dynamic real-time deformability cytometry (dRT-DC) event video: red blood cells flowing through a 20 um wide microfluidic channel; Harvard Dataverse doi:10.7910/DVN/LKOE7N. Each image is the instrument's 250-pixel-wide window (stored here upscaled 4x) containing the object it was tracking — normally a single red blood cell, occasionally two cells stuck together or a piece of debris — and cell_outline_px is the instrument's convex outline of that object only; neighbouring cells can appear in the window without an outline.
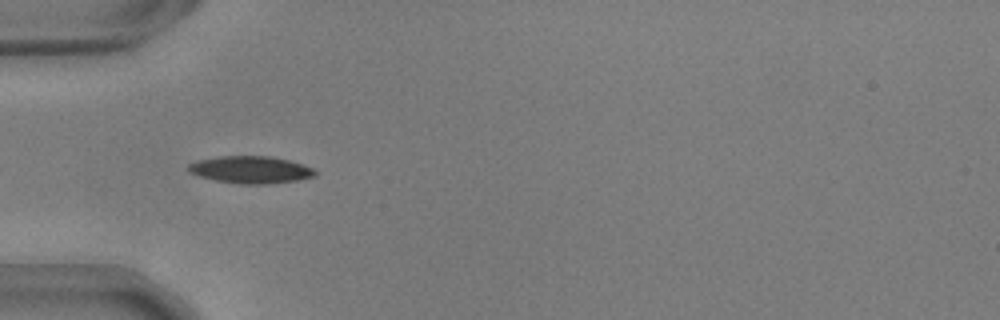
{"species": "common noctule bat (a hibernating species)", "species_latin": "Nyctalus noctula", "temperature_condition": "warm", "stored_images_in_passage": 9, "camera_frame_rate_fps": 3000, "um_per_image_px": 0.085, "animal": {"sex": "male", "body_mass_g": 17.9, "forearm_length_mm": 54.2}, "frame": {"image": 1, "passage_image": 3, "time_ms": 0.667, "image_size_px": [1000, 320], "cell_outline_px": [[316, 176], [300, 180], [268, 184], [236, 184], [216, 180], [200, 176], [188, 172], [188, 164], [200, 160], [220, 156], [268, 156], [288, 160], [312, 168], [316, 172]], "centroid_in_image_um": [21.31, 14.44], "position_along_channel_um": 63.7, "area_um2": 20.0}}
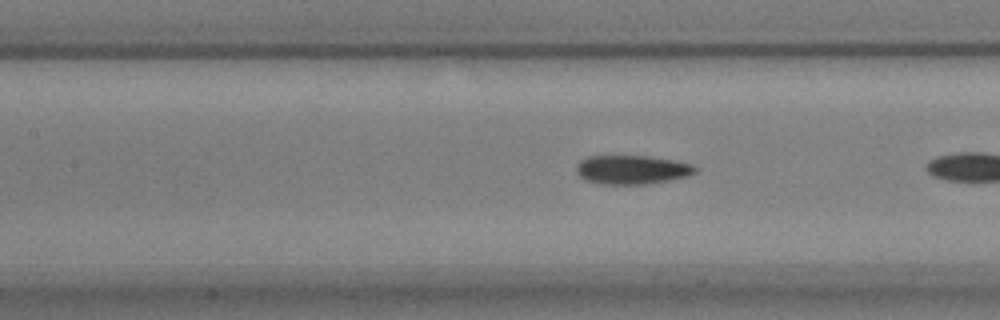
{"frame": {"image": 2, "passage_image": 8, "time_ms": 2.333, "image_size_px": [1000, 320], "cell_outline_px": [[696, 172], [688, 176], [668, 180], [644, 184], [600, 184], [584, 180], [576, 172], [576, 164], [580, 160], [588, 156], [648, 156], [676, 160], [692, 164], [696, 168]], "centroid_in_image_um": [53.69, 14.42], "position_along_channel_um": 153.7, "area_um2": 20.11}}